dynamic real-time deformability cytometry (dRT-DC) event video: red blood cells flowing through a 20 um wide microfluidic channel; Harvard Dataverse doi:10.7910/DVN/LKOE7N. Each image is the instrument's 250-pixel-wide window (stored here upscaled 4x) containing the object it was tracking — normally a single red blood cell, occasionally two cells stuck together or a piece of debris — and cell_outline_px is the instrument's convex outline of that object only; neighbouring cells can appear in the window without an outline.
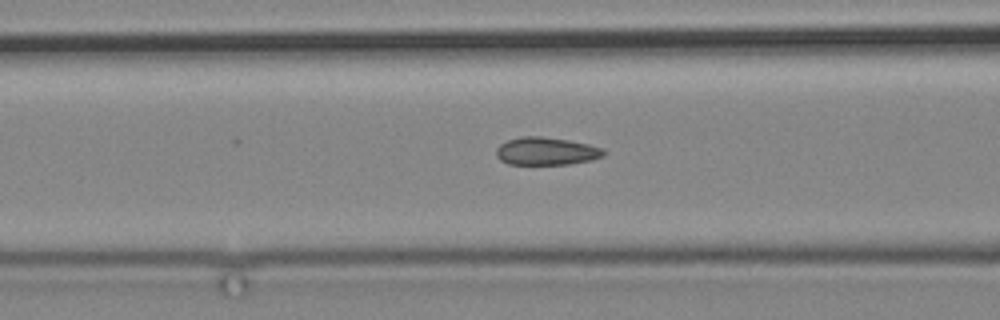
{"species": "common noctule bat (a hibernating species)", "species_latin": "Nyctalus noctula", "temperature_condition": "cold", "stored_images_in_passage": 15, "camera_frame_rate_fps": 3000, "um_per_image_px": 0.085, "animal": {"sex": "male", "body_mass_g": 19.2, "forearm_length_mm": 51.8}, "frame": {"image": 1, "passage_image": 15, "time_ms": 18.667, "image_size_px": [1000, 320], "cell_outline_px": [[608, 152], [604, 156], [592, 160], [568, 164], [508, 164], [500, 160], [496, 156], [496, 148], [500, 144], [508, 140], [520, 136], [540, 136], [568, 140], [588, 144], [604, 148]], "centroid_in_image_um": [46.46, 12.85], "position_along_channel_um": 120.1, "area_um2": 17.57}}